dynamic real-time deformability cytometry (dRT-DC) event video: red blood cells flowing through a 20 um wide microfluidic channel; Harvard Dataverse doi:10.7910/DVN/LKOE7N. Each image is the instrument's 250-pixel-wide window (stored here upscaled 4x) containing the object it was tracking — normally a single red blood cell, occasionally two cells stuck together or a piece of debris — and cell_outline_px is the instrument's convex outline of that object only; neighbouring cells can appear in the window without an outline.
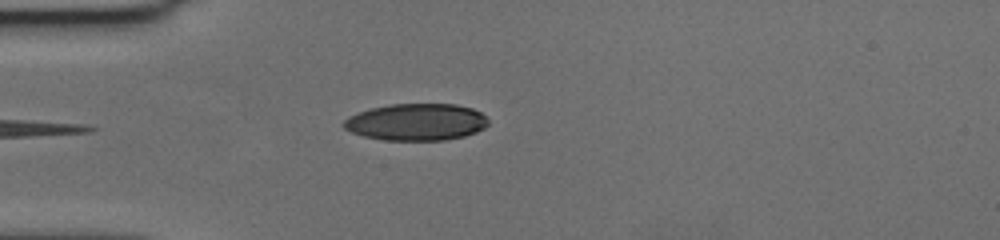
{"species": "human", "species_latin": "Homo sapiens", "temperature_condition": "cold", "stored_images_in_passage": 41, "camera_frame_rate_fps": 3000, "um_per_image_px": 0.085, "donor": {"sex": "female"}, "frame": {"image": 1, "passage_image": 3, "time_ms": 0.667, "image_size_px": [1000, 240], "cell_outline_px": [[488, 124], [484, 128], [476, 132], [464, 136], [444, 140], [384, 140], [364, 136], [352, 132], [344, 128], [340, 124], [348, 116], [372, 108], [388, 104], [456, 104], [472, 108], [480, 112], [488, 120]], "centroid_in_image_um": [35.38, 10.37], "position_along_channel_um": 49.6, "area_um2": 31.1}}
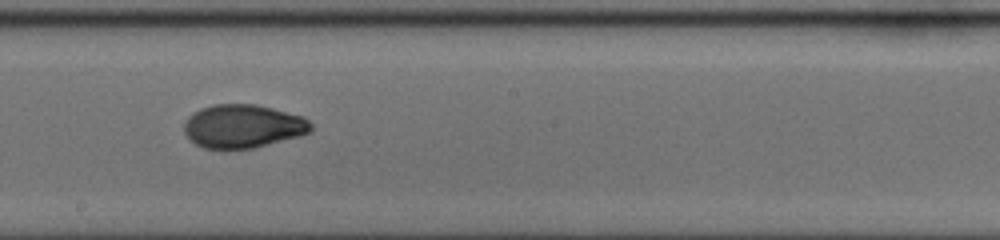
{"frame": {"image": 2, "passage_image": 19, "time_ms": 6.0, "image_size_px": [1000, 240], "cell_outline_px": [[312, 132], [300, 136], [252, 148], [204, 148], [196, 144], [184, 132], [184, 124], [188, 116], [192, 112], [200, 108], [212, 104], [256, 104], [304, 116], [312, 124]], "centroid_in_image_um": [20.67, 10.71], "position_along_channel_um": 227.5, "area_um2": 32.14}}
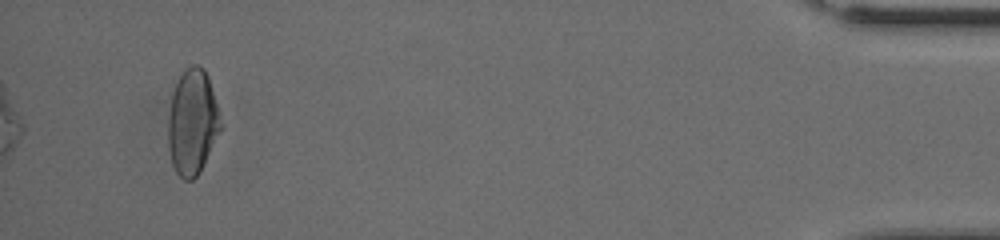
{"frame": {"image": 3, "passage_image": 41, "time_ms": 13.333, "image_size_px": [1000, 240], "cell_outline_px": [[220, 128], [200, 172], [192, 180], [184, 180], [176, 172], [172, 164], [168, 148], [168, 116], [172, 92], [184, 68], [192, 64], [200, 64], [204, 68], [208, 76], [220, 116]], "centroid_in_image_um": [16.32, 10.35], "position_along_channel_um": 418.9, "area_um2": 32.02}, "authors_computed_cell_mechanics": {"area_um2": 31.8478, "velocity_mm_per_s": 3.6212, "shape_relaxation_time_tau1_ms": 5.6865, "shape_relaxation_time_tau2_ms": 1.5096, "deformation_change_tau1": 0.1893, "deformation_change_tau2": 0.0496}}